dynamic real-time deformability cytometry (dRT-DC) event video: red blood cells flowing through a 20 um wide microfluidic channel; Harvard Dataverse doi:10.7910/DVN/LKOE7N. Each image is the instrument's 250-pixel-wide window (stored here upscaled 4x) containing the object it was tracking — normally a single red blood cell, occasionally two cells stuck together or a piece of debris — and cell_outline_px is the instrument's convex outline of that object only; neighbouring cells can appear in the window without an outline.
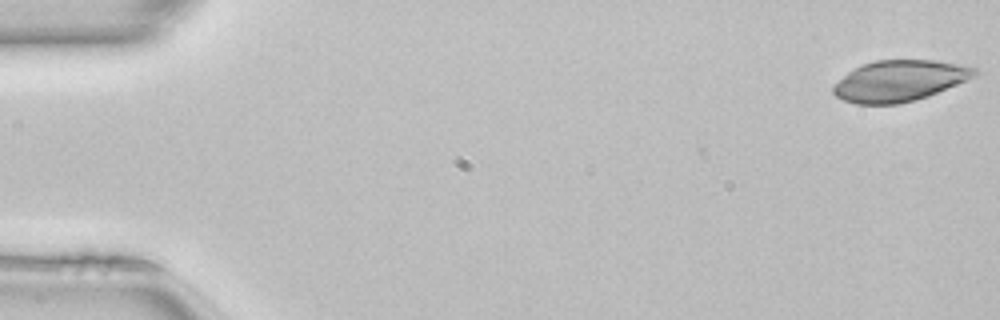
{"species": "common noctule bat (a hibernating species)", "species_latin": "Nyctalus noctula", "temperature_condition": "room temperature", "stored_images_in_passage": 44, "camera_frame_rate_fps": 3000, "um_per_image_px": 0.085, "animal": {"sex": "female", "body_mass_g": 22.7, "forearm_length_mm": 54.2}, "frame": {"image": 1, "passage_image": 1, "time_ms": 0.0, "image_size_px": [1000, 320], "cell_outline_px": [[980, 72], [976, 76], [928, 96], [916, 100], [900, 104], [856, 104], [844, 100], [836, 96], [832, 92], [832, 88], [848, 72], [864, 64], [876, 60], [932, 60], [968, 64], [976, 68]], "centroid_in_image_um": [76.52, 6.86], "position_along_channel_um": 8.5, "area_um2": 33.81}}